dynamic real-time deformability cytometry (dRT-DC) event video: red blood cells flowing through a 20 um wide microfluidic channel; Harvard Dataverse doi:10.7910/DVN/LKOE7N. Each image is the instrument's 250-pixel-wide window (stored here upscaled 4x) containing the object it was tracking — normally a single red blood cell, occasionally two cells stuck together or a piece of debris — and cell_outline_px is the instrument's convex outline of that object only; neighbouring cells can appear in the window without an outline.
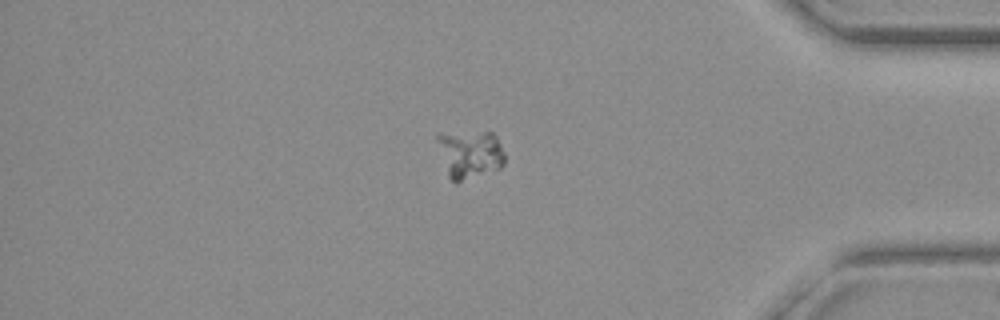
{"species": "common noctule bat (a hibernating species)", "species_latin": "Nyctalus noctula", "temperature_condition": "warm", "stored_images_in_passage": 39, "camera_frame_rate_fps": 3000, "um_per_image_px": 0.085, "animal": {"sex": "female", "body_mass_g": 19.3, "forearm_length_mm": 54.1}, "frame": {"image": 1, "passage_image": 33, "time_ms": 10.667, "image_size_px": [1000, 320], "cell_outline_px": [[504, 164], [500, 168], [456, 184], [448, 176], [436, 136], [440, 132], [492, 132], [496, 136], [504, 152]], "centroid_in_image_um": [39.95, 13.1], "position_along_channel_um": 395.3, "area_um2": 19.02}}